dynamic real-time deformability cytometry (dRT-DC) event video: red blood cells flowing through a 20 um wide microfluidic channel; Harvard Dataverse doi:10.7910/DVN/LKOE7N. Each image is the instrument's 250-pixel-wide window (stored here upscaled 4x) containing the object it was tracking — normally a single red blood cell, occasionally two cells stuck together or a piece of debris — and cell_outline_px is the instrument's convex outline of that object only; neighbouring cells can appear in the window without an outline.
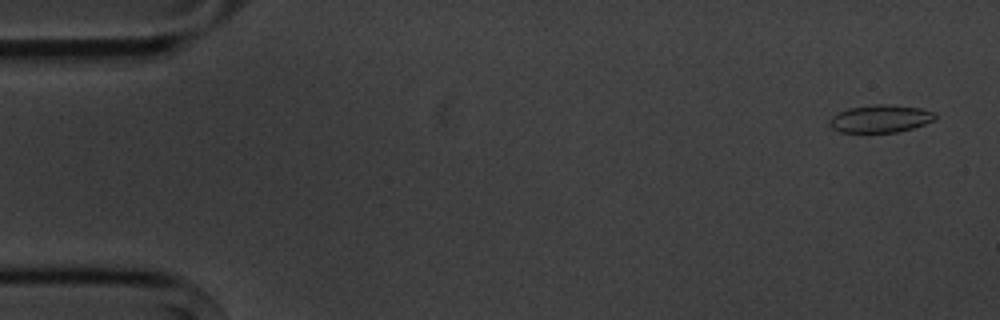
{"species": "common noctule bat (a hibernating species)", "species_latin": "Nyctalus noctula", "temperature_condition": "cold", "stored_images_in_passage": 7, "camera_frame_rate_fps": 3000, "um_per_image_px": 0.085, "animal": {"sex": "male", "body_mass_g": 20.1, "forearm_length_mm": 53.5}, "frame": {"image": 1, "passage_image": 1, "time_ms": 0.0, "image_size_px": [1000, 320], "cell_outline_px": [[936, 120], [912, 128], [896, 132], [840, 132], [832, 128], [828, 124], [828, 120], [832, 116], [848, 108], [880, 104], [888, 104], [920, 108], [936, 112]], "centroid_in_image_um": [74.84, 10.09], "position_along_channel_um": 10.2, "area_um2": 16.99}}
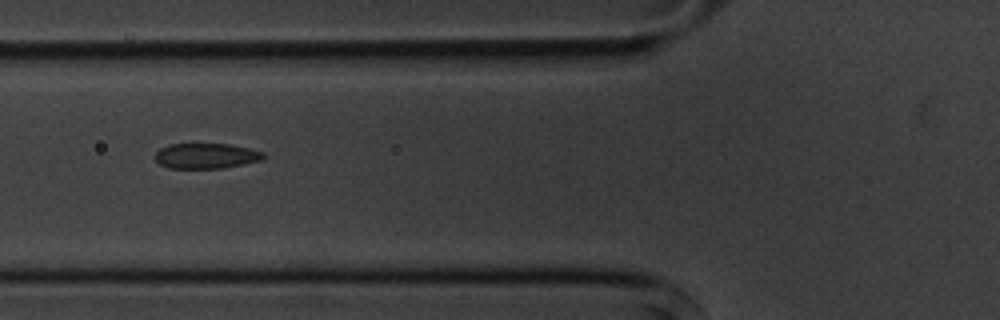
{"frame": {"image": 2, "passage_image": 6, "time_ms": 6.0, "image_size_px": [1000, 320], "cell_outline_px": [[264, 160], [244, 164], [220, 168], [168, 168], [160, 164], [156, 160], [156, 152], [160, 148], [168, 144], [232, 144], [264, 152]], "centroid_in_image_um": [17.54, 13.25], "position_along_channel_um": 108.3, "area_um2": 16.01}}
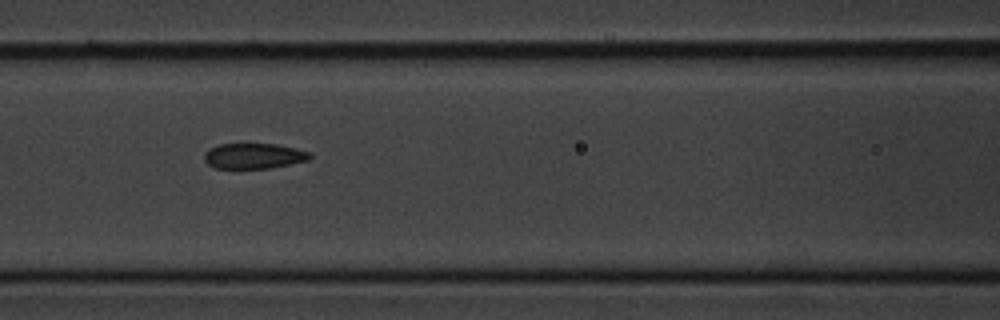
{"frame": {"image": 3, "passage_image": 7, "time_ms": 7.0, "image_size_px": [1000, 320], "cell_outline_px": [[312, 156], [308, 160], [272, 168], [216, 168], [208, 164], [204, 160], [204, 152], [220, 144], [276, 144], [296, 148], [308, 152]], "centroid_in_image_um": [21.58, 13.26], "position_along_channel_um": 145.0, "area_um2": 15.55}}